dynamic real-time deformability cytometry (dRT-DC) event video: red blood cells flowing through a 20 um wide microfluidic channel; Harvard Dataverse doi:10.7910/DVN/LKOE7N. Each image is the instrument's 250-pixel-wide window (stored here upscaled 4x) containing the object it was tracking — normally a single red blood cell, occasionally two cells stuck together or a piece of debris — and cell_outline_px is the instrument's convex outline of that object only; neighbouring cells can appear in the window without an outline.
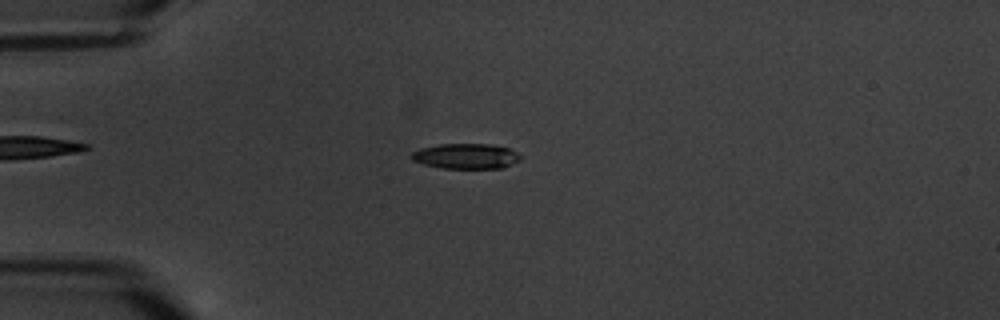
{"species": "common noctule bat (a hibernating species)", "species_latin": "Nyctalus noctula", "temperature_condition": "warm", "stored_images_in_passage": 7, "camera_frame_rate_fps": 3000, "um_per_image_px": 0.085, "animal": {"sex": "male", "body_mass_g": 20.1, "forearm_length_mm": 53.5}, "frame": {"image": 1, "passage_image": 4, "time_ms": 3.667, "image_size_px": [1000, 320], "cell_outline_px": [[524, 156], [520, 160], [504, 168], [440, 168], [424, 164], [412, 160], [408, 156], [412, 152], [420, 148], [440, 144], [488, 144], [508, 148]], "centroid_in_image_um": [39.6, 13.28], "position_along_channel_um": 45.4, "area_um2": 16.18}}